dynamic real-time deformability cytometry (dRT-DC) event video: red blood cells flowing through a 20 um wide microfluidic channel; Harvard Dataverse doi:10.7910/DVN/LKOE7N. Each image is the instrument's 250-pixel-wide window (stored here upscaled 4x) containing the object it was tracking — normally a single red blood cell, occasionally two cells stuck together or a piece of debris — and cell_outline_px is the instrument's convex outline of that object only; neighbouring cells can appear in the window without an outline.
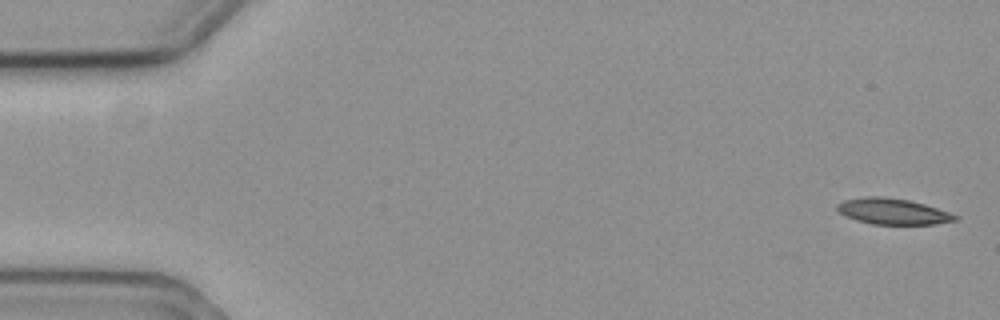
{"species": "common noctule bat (a hibernating species)", "species_latin": "Nyctalus noctula", "temperature_condition": "cold", "stored_images_in_passage": 10, "camera_frame_rate_fps": 3000, "um_per_image_px": 0.085, "animal": {"sex": "female", "body_mass_g": 19.3, "forearm_length_mm": 54.1}, "frame": {"image": 1, "passage_image": 1, "time_ms": 0.0, "image_size_px": [1000, 320], "cell_outline_px": [[960, 216], [956, 220], [936, 224], [872, 224], [856, 220], [840, 212], [836, 208], [836, 204], [844, 200], [868, 196], [880, 196], [908, 200], [924, 204]], "centroid_in_image_um": [75.89, 17.97], "position_along_channel_um": 9.1, "area_um2": 17.63}}